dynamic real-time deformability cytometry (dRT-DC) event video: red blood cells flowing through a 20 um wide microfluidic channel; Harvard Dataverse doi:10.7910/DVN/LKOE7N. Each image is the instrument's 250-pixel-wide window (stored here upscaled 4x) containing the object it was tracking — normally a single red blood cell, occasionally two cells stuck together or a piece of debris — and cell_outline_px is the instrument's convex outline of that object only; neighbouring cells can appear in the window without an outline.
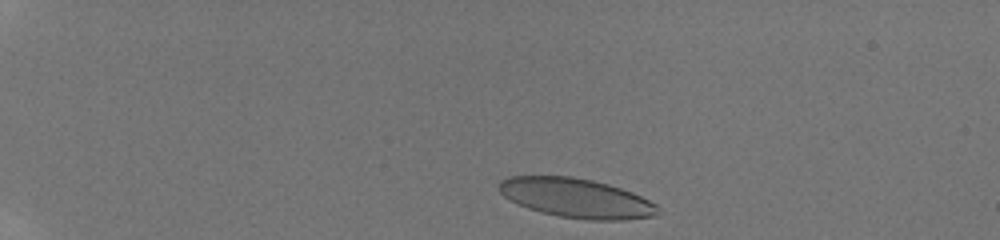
{"species": "human", "species_latin": "Homo sapiens", "temperature_condition": "room temperature", "stored_images_in_passage": 30, "camera_frame_rate_fps": 3000, "um_per_image_px": 0.085, "donor": {"sex": "male"}, "frame": {"image": 1, "passage_image": 1, "time_ms": 0.0, "image_size_px": [1000, 240], "cell_outline_px": [[664, 212], [652, 216], [624, 220], [588, 220], [560, 216], [528, 208], [504, 196], [496, 188], [500, 180], [508, 176], [572, 176], [592, 180], [608, 184], [632, 192], [656, 204]], "centroid_in_image_um": [49.0, 16.83], "position_along_channel_um": 36.0, "area_um2": 36.41}}
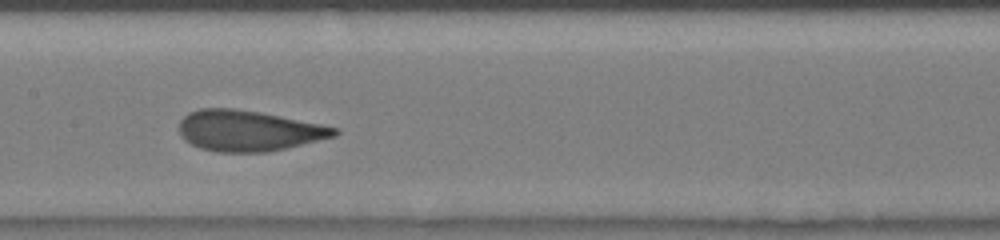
{"frame": {"image": 2, "passage_image": 18, "time_ms": 6.0, "image_size_px": [1000, 240], "cell_outline_px": [[340, 132], [336, 136], [268, 152], [216, 152], [200, 148], [184, 140], [180, 136], [180, 120], [188, 112], [200, 108], [232, 108], [260, 112], [340, 128]], "centroid_in_image_um": [21.11, 11.11], "position_along_channel_um": 186.3, "area_um2": 36.88}}
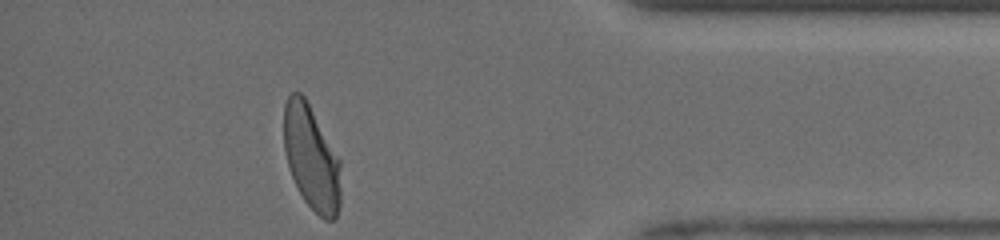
{"frame": {"image": 3, "passage_image": 30, "time_ms": 12.0, "image_size_px": [1000, 240], "cell_outline_px": [[340, 204], [336, 216], [332, 220], [324, 220], [304, 200], [292, 176], [288, 164], [284, 148], [284, 104], [288, 96], [292, 92], [300, 92], [304, 96], [340, 160]], "centroid_in_image_um": [26.47, 13.4], "position_along_channel_um": 408.7, "area_um2": 34.22}, "authors_computed_cell_mechanics": {"area_um2": 36.8186, "velocity_mm_per_s": 4.1231, "shape_relaxation_time_tau1_ms": 6.4068, "shape_relaxation_time_tau2_ms": 0.7294, "deformation_change_tau1": 0.2214, "deformation_change_tau2": 0.0836}}